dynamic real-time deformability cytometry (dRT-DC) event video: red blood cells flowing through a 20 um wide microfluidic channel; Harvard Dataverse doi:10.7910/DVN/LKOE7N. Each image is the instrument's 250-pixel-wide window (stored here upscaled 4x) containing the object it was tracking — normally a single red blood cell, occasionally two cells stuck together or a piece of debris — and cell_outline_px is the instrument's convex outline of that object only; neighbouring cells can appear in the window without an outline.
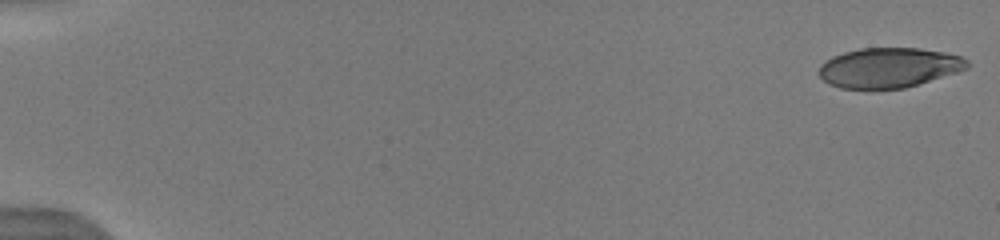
{"species": "human", "species_latin": "Homo sapiens", "temperature_condition": "warm", "stored_images_in_passage": 59, "camera_frame_rate_fps": 3000, "um_per_image_px": 0.085, "donor": {"sex": "male"}, "frame": {"image": 1, "passage_image": 1, "time_ms": 0.0, "image_size_px": [1000, 240], "cell_outline_px": [[968, 68], [960, 72], [904, 88], [840, 88], [828, 84], [816, 72], [820, 64], [824, 60], [832, 56], [844, 52], [860, 48], [920, 48], [944, 52], [960, 56], [968, 60]], "centroid_in_image_um": [75.54, 5.74], "position_along_channel_um": 9.5, "area_um2": 34.68}}
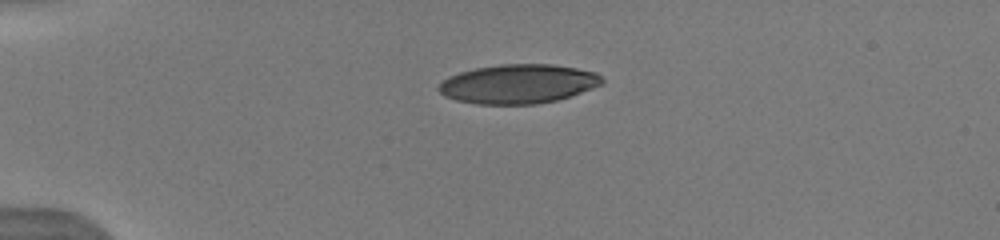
{"frame": {"image": 2, "passage_image": 16, "time_ms": 4.0, "image_size_px": [1000, 240], "cell_outline_px": [[604, 84], [572, 96], [556, 100], [536, 104], [476, 104], [456, 100], [444, 96], [436, 88], [448, 76], [460, 72], [476, 68], [500, 64], [552, 64], [576, 68], [596, 72], [604, 80]], "centroid_in_image_um": [44.07, 7.13], "position_along_channel_um": 40.9, "area_um2": 37.45}}
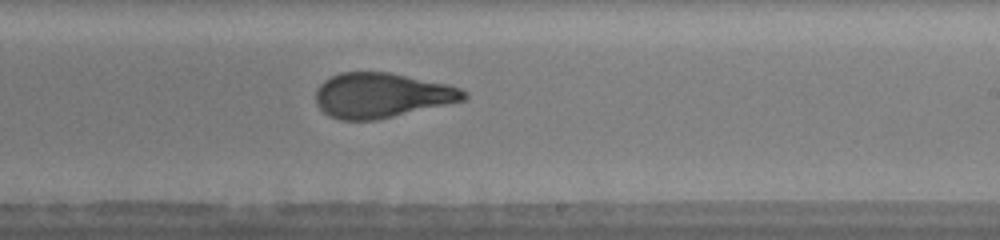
{"frame": {"image": 3, "passage_image": 39, "time_ms": 10.333, "image_size_px": [1000, 240], "cell_outline_px": [[468, 96], [464, 100], [376, 120], [340, 120], [328, 116], [316, 104], [316, 88], [324, 80], [340, 72], [388, 72], [448, 84], [460, 88], [468, 92]], "centroid_in_image_um": [32.42, 8.1], "position_along_channel_um": 256.6, "area_um2": 38.67}, "authors_computed_cell_mechanics": {"area_um2": 38.6104, "velocity_mm_per_s": 4.1243, "shape_relaxation_time_tau1_ms": 6.1504, "shape_relaxation_time_tau2_ms": 1.0587, "deformation_change_tau1": 0.2605, "deformation_change_tau2": 0.091}}